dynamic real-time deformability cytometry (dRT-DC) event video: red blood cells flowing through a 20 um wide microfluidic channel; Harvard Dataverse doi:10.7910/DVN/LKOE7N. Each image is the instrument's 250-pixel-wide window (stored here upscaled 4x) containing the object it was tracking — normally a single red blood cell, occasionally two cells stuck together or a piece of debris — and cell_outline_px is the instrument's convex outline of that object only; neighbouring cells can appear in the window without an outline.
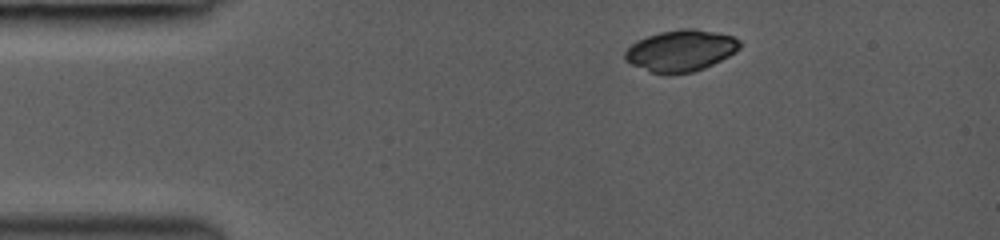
{"species": "common noctule bat (a hibernating species)", "species_latin": "Nyctalus noctula", "temperature_condition": "room temperature", "stored_images_in_passage": 53, "camera_frame_rate_fps": 3000, "um_per_image_px": 0.085, "animal": {"sex": "female", "body_mass_g": 19.0, "forearm_length_mm": 53.3}, "frame": {"image": 1, "passage_image": 1, "time_ms": 0.0, "image_size_px": [1000, 240], "cell_outline_px": [[740, 48], [736, 52], [704, 68], [692, 72], [652, 72], [632, 64], [624, 60], [624, 52], [632, 44], [648, 36], [660, 32], [684, 28], [692, 28], [716, 32], [732, 36], [740, 40]], "centroid_in_image_um": [57.89, 4.28], "position_along_channel_um": 27.1, "area_um2": 27.11}}
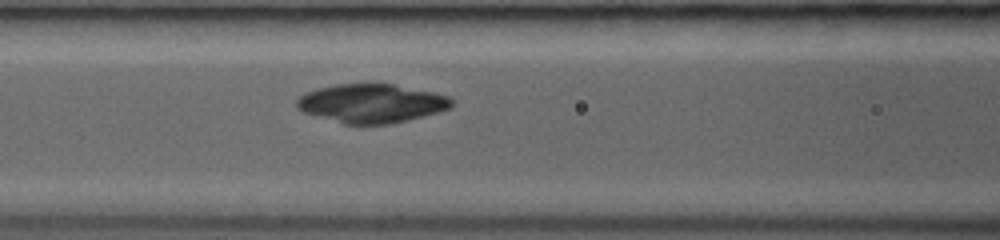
{"frame": {"image": 2, "passage_image": 23, "time_ms": 4.0, "image_size_px": [1000, 240], "cell_outline_px": [[452, 108], [408, 120], [388, 124], [344, 124], [304, 112], [296, 104], [296, 100], [300, 96], [316, 88], [336, 84], [392, 84], [436, 92], [448, 96], [452, 100]], "centroid_in_image_um": [31.61, 8.78], "position_along_channel_um": 135.0, "area_um2": 34.8}}
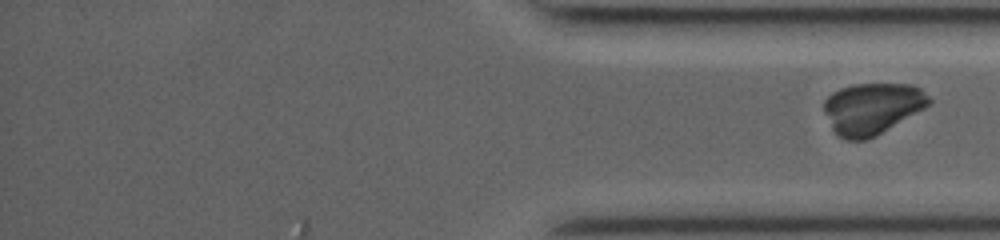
{"frame": {"image": 3, "passage_image": 53, "time_ms": 9.333, "image_size_px": [1000, 240], "cell_outline_px": [[932, 104], [876, 136], [864, 140], [848, 140], [840, 136], [832, 128], [824, 112], [824, 100], [832, 92], [840, 88], [852, 84], [912, 84], [920, 88], [932, 100]], "centroid_in_image_um": [74.15, 9.21], "position_along_channel_um": 361.1, "area_um2": 31.5}}